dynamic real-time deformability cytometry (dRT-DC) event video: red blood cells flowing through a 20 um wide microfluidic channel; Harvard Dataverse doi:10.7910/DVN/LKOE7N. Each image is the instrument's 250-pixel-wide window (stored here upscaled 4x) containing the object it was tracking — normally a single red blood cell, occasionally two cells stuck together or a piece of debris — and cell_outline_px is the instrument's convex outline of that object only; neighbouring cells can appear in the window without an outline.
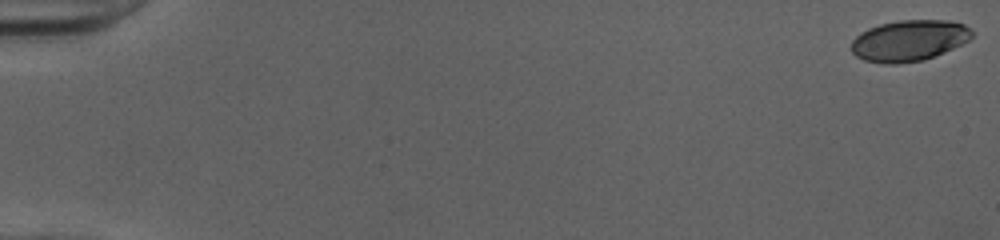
{"species": "human", "species_latin": "Homo sapiens", "temperature_condition": "cold", "stored_images_in_passage": 52, "camera_frame_rate_fps": 3000, "um_per_image_px": 0.085, "donor": {"sex": "female"}, "frame": {"image": 1, "passage_image": 1, "time_ms": 0.0, "image_size_px": [1000, 240], "cell_outline_px": [[972, 36], [968, 40], [952, 48], [924, 60], [896, 64], [884, 64], [864, 60], [856, 56], [852, 52], [852, 40], [860, 32], [868, 28], [880, 24], [900, 20], [948, 20], [964, 24], [972, 32]], "centroid_in_image_um": [77.23, 3.45], "position_along_channel_um": 7.8, "area_um2": 28.73}}
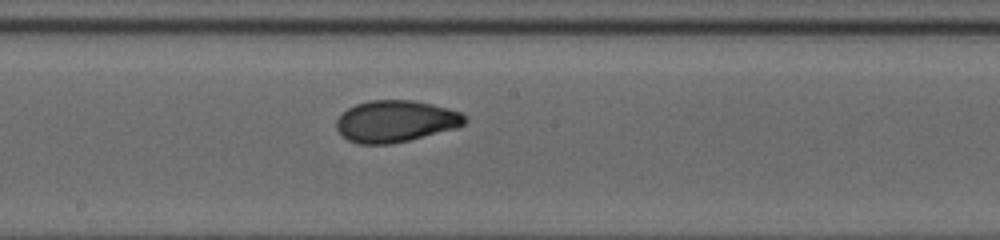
{"frame": {"image": 2, "passage_image": 30, "time_ms": 9.667, "image_size_px": [1000, 240], "cell_outline_px": [[468, 120], [464, 124], [456, 128], [408, 140], [388, 144], [356, 144], [348, 140], [336, 128], [336, 120], [348, 108], [356, 104], [368, 100], [412, 100], [432, 104], [448, 108], [460, 112]], "centroid_in_image_um": [33.62, 10.3], "position_along_channel_um": 214.6, "area_um2": 31.04}}
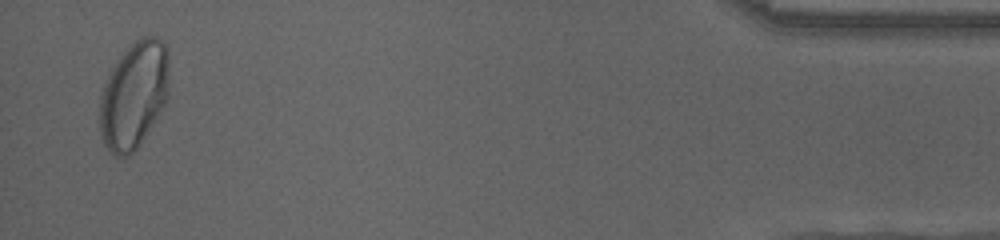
{"frame": {"image": 3, "passage_image": 51, "time_ms": 16.667, "image_size_px": [1000, 240], "cell_outline_px": [[168, 92], [164, 104], [140, 144], [128, 156], [116, 156], [104, 144], [100, 132], [100, 96], [104, 84], [112, 68], [120, 56], [140, 36], [156, 36], [168, 48]], "centroid_in_image_um": [11.38, 8.06], "position_along_channel_um": 423.8, "area_um2": 42.83}, "authors_computed_cell_mechanics": {"area_um2": 30.923, "velocity_mm_per_s": 4.0385, "shape_relaxation_time_tau1_ms": 4.7055, "shape_relaxation_time_tau2_ms": 1.0286, "deformation_change_tau1": 0.1692, "deformation_change_tau2": 0.0515}}